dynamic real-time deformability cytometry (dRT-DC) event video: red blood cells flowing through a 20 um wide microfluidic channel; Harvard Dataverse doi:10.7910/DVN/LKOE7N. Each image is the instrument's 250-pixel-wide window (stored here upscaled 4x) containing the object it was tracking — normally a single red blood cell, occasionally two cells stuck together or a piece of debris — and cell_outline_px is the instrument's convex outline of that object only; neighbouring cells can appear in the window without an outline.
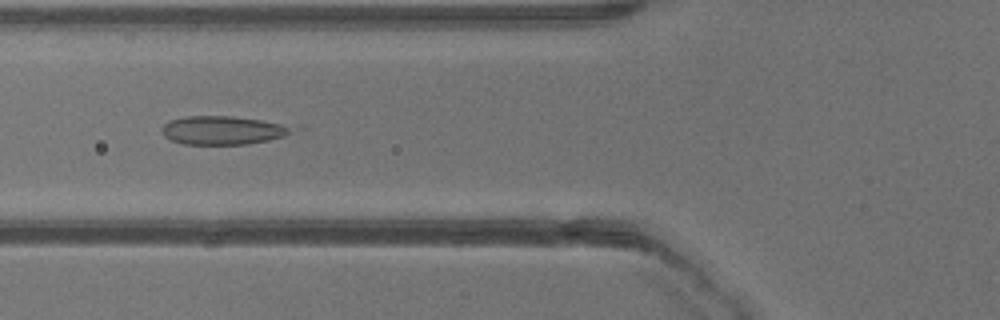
{"species": "common noctule bat (a hibernating species)", "species_latin": "Nyctalus noctula", "temperature_condition": "warm", "stored_images_in_passage": 30, "camera_frame_rate_fps": 3000, "um_per_image_px": 0.085, "animal": {"sex": "male", "body_mass_g": 13.3}, "frame": {"image": 1, "passage_image": 6, "time_ms": 1.667, "image_size_px": [1000, 320], "cell_outline_px": [[292, 132], [284, 136], [268, 140], [244, 144], [184, 144], [172, 140], [164, 136], [160, 132], [160, 128], [164, 124], [172, 120], [184, 116], [232, 116], [260, 120], [280, 124], [288, 128]], "centroid_in_image_um": [18.82, 11.07], "position_along_channel_um": 107.0, "area_um2": 21.21}}
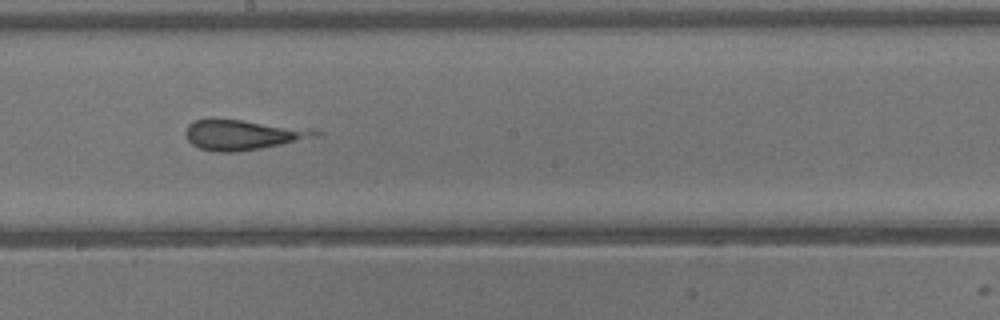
{"frame": {"image": 2, "passage_image": 13, "time_ms": 4.0, "image_size_px": [1000, 320], "cell_outline_px": [[324, 132], [320, 136], [240, 152], [216, 152], [200, 148], [192, 144], [188, 140], [184, 132], [188, 124], [192, 120], [208, 116], [244, 120], [312, 128]], "centroid_in_image_um": [20.61, 11.41], "position_along_channel_um": 227.6, "area_um2": 23.52}}
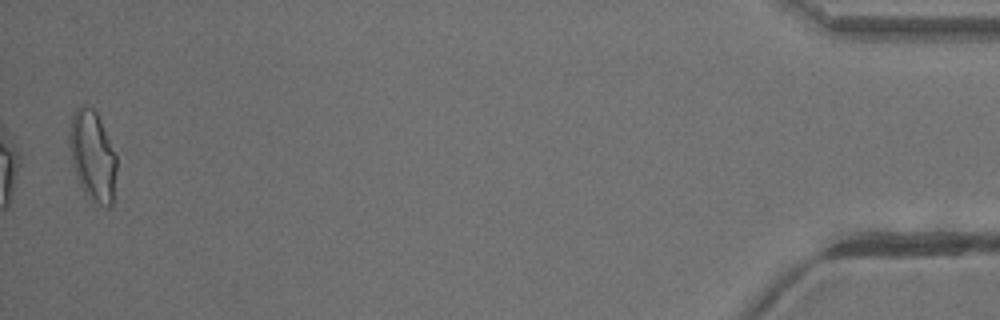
{"frame": {"image": 3, "passage_image": 30, "time_ms": 9.667, "image_size_px": [1000, 320], "cell_outline_px": [[116, 172], [112, 208], [96, 208], [84, 192], [76, 176], [72, 164], [68, 144], [68, 132], [72, 112], [80, 104], [84, 104], [92, 108], [96, 112], [100, 120], [116, 156]], "centroid_in_image_um": [7.85, 13.3], "position_along_channel_um": 427.4, "area_um2": 25.49}}